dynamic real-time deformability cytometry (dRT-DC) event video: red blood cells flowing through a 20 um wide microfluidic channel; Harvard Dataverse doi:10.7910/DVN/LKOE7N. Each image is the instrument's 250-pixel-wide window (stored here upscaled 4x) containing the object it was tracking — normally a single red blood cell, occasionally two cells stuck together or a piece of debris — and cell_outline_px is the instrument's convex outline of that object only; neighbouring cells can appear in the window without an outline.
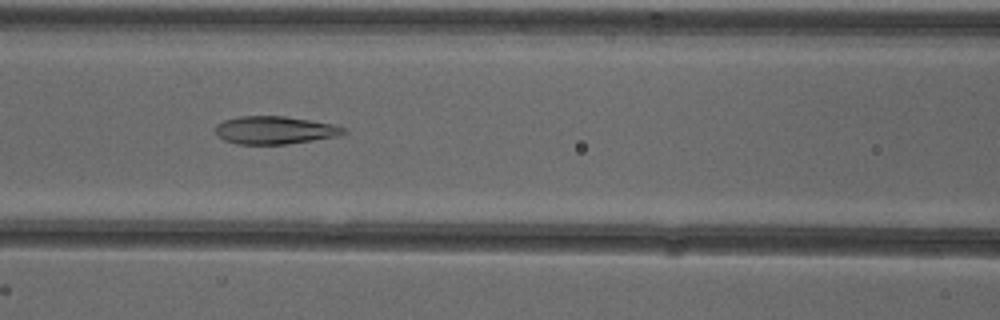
{"species": "common noctule bat (a hibernating species)", "species_latin": "Nyctalus noctula", "temperature_condition": "cold", "stored_images_in_passage": 51, "camera_frame_rate_fps": 3000, "um_per_image_px": 0.085, "animal": {"sex": "female"}, "frame": {"image": 1, "passage_image": 22, "time_ms": 7.0, "image_size_px": [1000, 320], "cell_outline_px": [[348, 132], [340, 136], [284, 144], [236, 144], [224, 140], [216, 132], [216, 124], [224, 120], [240, 116], [284, 116], [332, 124], [344, 128]], "centroid_in_image_um": [23.35, 11.06], "position_along_channel_um": 143.2, "area_um2": 20.63}}
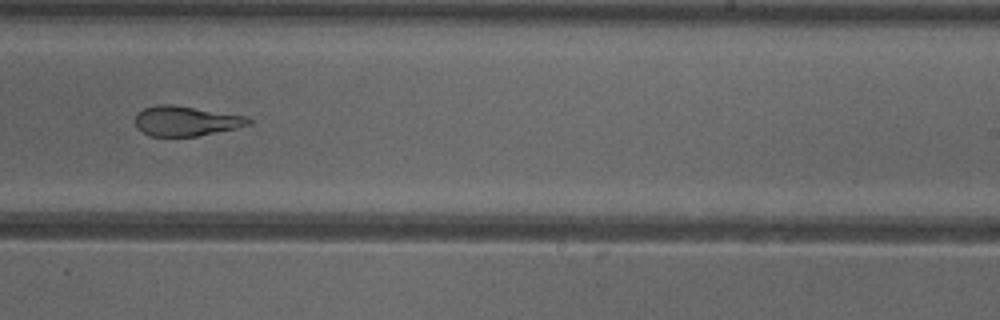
{"frame": {"image": 2, "passage_image": 32, "time_ms": 10.333, "image_size_px": [1000, 320], "cell_outline_px": [[252, 124], [236, 128], [196, 136], [152, 136], [136, 128], [136, 112], [144, 108], [156, 104], [172, 104], [248, 116], [252, 120]], "centroid_in_image_um": [15.81, 10.27], "position_along_channel_um": 273.2, "area_um2": 19.83}}
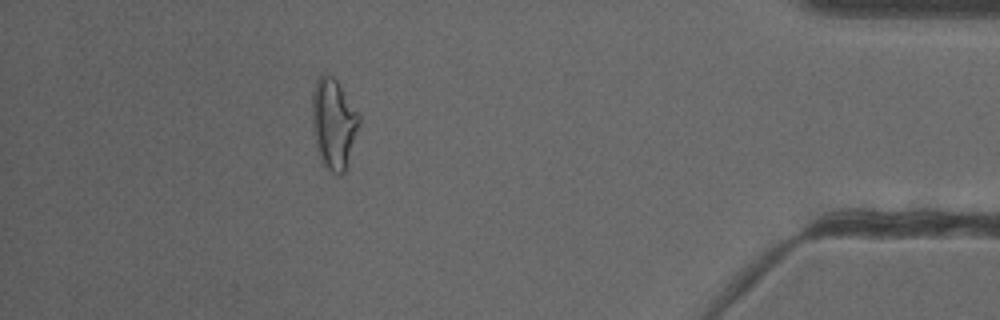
{"frame": {"image": 3, "passage_image": 46, "time_ms": 15.0, "image_size_px": [1000, 320], "cell_outline_px": [[360, 124], [344, 172], [340, 176], [332, 172], [324, 164], [320, 156], [316, 144], [312, 128], [312, 92], [316, 80], [320, 76], [332, 76], [336, 80], [360, 116]], "centroid_in_image_um": [28.35, 10.5], "position_along_channel_um": 406.9, "area_um2": 24.22}, "authors_computed_cell_mechanics": {"area_um2": 22.8888, "velocity_mm_per_s": 3.9129, "shape_relaxation_time_tau1_ms": null, "shape_relaxation_time_tau2_ms": 3.0389, "deformation_change_tau1": null, "deformation_change_tau2": 0.1018}}